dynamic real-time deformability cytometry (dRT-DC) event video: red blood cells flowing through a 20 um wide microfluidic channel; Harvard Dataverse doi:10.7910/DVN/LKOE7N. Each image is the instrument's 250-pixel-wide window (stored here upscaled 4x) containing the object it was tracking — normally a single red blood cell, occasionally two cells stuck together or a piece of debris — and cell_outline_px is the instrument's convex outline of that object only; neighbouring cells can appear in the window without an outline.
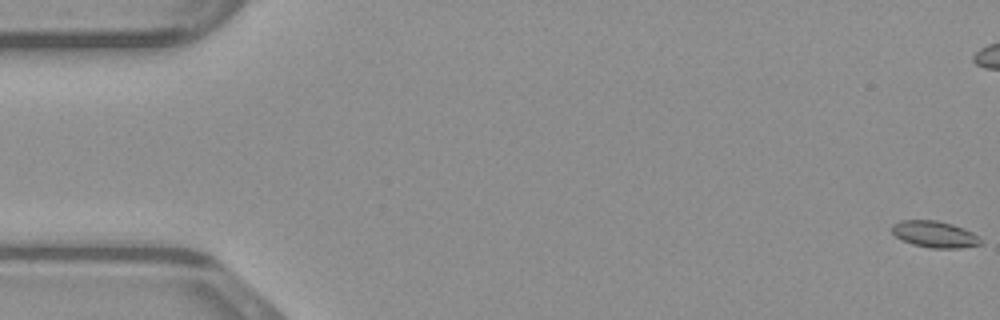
{"species": "common noctule bat (a hibernating species)", "species_latin": "Nyctalus noctula", "temperature_condition": "warm", "stored_images_in_passage": 50, "camera_frame_rate_fps": 3000, "um_per_image_px": 0.085, "animal": {"sex": "male", "body_mass_g": 23.1, "forearm_length_mm": 52.7}, "frame": {"image": 1, "passage_image": 1, "time_ms": 0.0, "image_size_px": [1000, 320], "cell_outline_px": [[980, 244], [960, 248], [932, 248], [912, 244], [896, 236], [892, 232], [892, 224], [900, 220], [936, 220], [952, 224], [964, 228], [980, 236]], "centroid_in_image_um": [79.44, 19.9], "position_along_channel_um": 5.6, "area_um2": 13.64}}
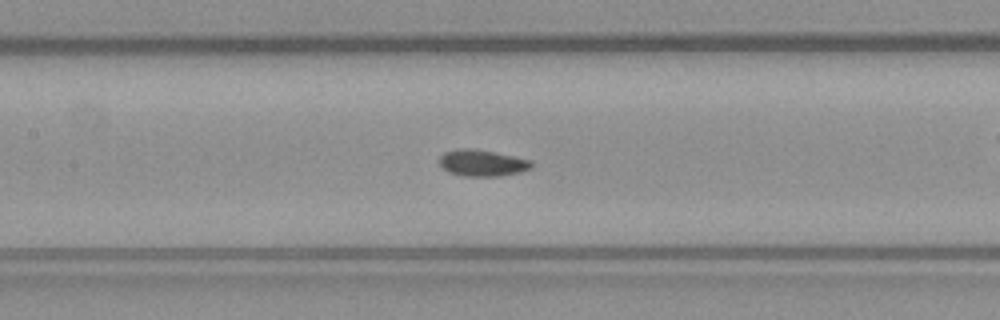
{"frame": {"image": 2, "passage_image": 23, "time_ms": 7.333, "image_size_px": [1000, 320], "cell_outline_px": [[532, 168], [520, 172], [500, 176], [464, 176], [448, 172], [440, 164], [440, 156], [444, 152], [456, 148], [472, 148], [532, 160]], "centroid_in_image_um": [40.98, 13.85], "position_along_channel_um": 166.4, "area_um2": 14.16}}
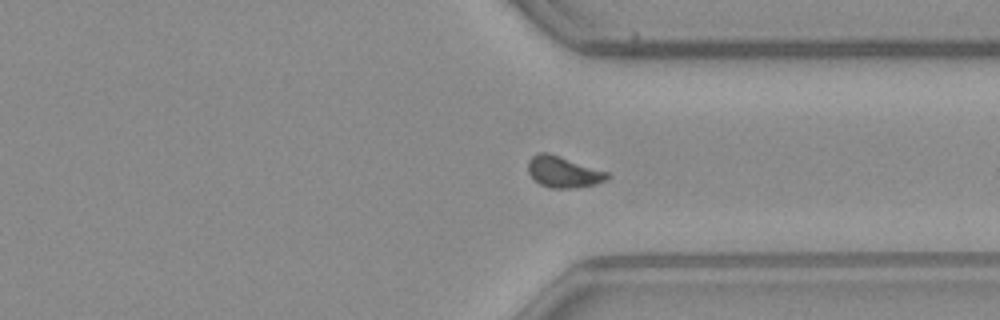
{"frame": {"image": 3, "passage_image": 37, "time_ms": 12.0, "image_size_px": [1000, 320], "cell_outline_px": [[612, 176], [608, 180], [596, 184], [572, 188], [552, 188], [540, 184], [528, 172], [528, 160], [536, 152], [548, 152], [608, 172]], "centroid_in_image_um": [47.91, 14.6], "position_along_channel_um": 363.5, "area_um2": 14.45}}